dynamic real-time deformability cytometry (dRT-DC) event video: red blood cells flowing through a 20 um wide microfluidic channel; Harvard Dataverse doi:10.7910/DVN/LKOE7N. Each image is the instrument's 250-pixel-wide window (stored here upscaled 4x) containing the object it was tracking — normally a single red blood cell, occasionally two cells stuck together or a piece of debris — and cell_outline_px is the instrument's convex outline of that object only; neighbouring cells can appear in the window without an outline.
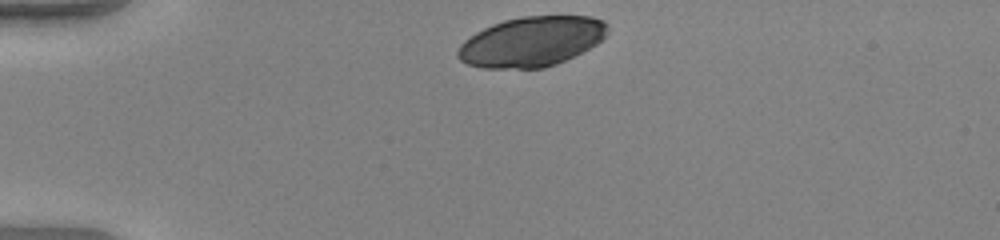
{"species": "human", "species_latin": "Homo sapiens", "temperature_condition": "warm", "stored_images_in_passage": 33, "camera_frame_rate_fps": 3000, "um_per_image_px": 0.085, "donor": {"sex": "female"}, "frame": {"image": 1, "passage_image": 1, "time_ms": 0.0, "image_size_px": [1000, 240], "cell_outline_px": [[608, 32], [596, 44], [556, 64], [544, 68], [480, 68], [468, 64], [460, 60], [456, 56], [456, 52], [460, 44], [464, 40], [476, 32], [492, 24], [504, 20], [520, 16], [592, 16], [604, 20], [608, 24]], "centroid_in_image_um": [45.16, 3.53], "position_along_channel_um": 39.8, "area_um2": 43.58}}
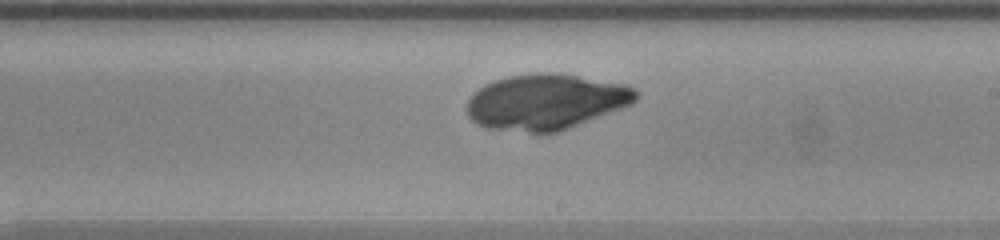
{"frame": {"image": 2, "passage_image": 20, "time_ms": 6.333, "image_size_px": [1000, 240], "cell_outline_px": [[640, 96], [632, 104], [568, 128], [556, 132], [528, 132], [484, 128], [476, 124], [468, 116], [468, 100], [480, 88], [496, 80], [508, 76], [544, 72], [556, 72], [628, 84], [636, 88], [640, 92]], "centroid_in_image_um": [46.46, 8.64], "position_along_channel_um": 242.5, "area_um2": 54.68}}
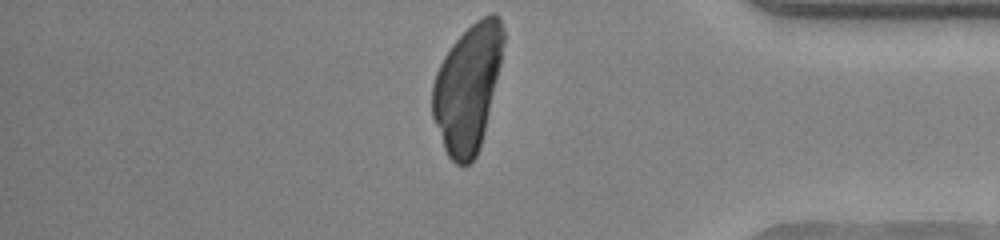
{"frame": {"image": 3, "passage_image": 33, "time_ms": 10.667, "image_size_px": [1000, 240], "cell_outline_px": [[504, 40], [500, 64], [484, 132], [480, 148], [476, 156], [468, 164], [456, 164], [448, 156], [444, 148], [432, 116], [432, 84], [436, 72], [444, 56], [452, 44], [476, 20], [492, 12], [496, 12], [500, 16], [504, 32]], "centroid_in_image_um": [39.74, 7.45], "position_along_channel_um": 395.5, "area_um2": 52.14}}